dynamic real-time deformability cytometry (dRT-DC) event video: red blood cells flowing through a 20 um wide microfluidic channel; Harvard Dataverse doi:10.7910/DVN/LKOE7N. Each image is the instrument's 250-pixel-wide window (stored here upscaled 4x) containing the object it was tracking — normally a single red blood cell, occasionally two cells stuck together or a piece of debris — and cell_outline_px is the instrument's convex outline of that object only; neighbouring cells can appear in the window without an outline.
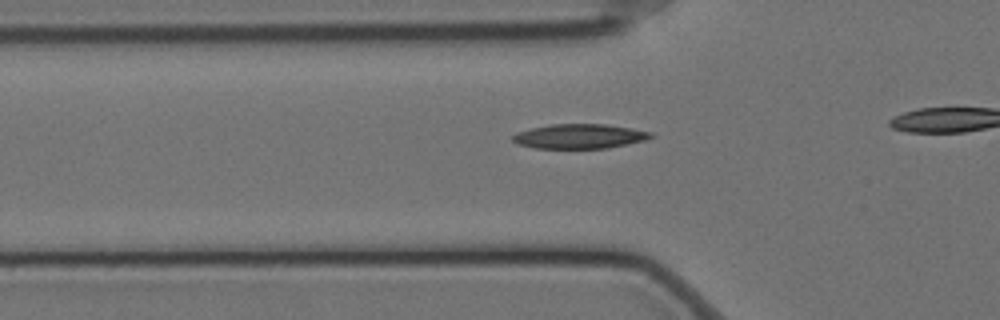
{"species": "Egyptian fruit bat (a non-hibernating species)", "species_latin": "Rousettus aegyptiacus", "temperature_condition": "cold", "stored_images_in_passage": 39, "camera_frame_rate_fps": 3000, "um_per_image_px": 0.085, "animal": {"sex": "female"}, "frame": {"image": 1, "passage_image": 12, "time_ms": 3.667, "image_size_px": [1000, 320], "cell_outline_px": [[656, 136], [644, 140], [608, 148], [532, 148], [516, 144], [512, 140], [512, 136], [516, 132], [532, 128], [552, 124], [604, 124], [632, 128], [652, 132]], "centroid_in_image_um": [49.24, 11.58], "position_along_channel_um": 76.6, "area_um2": 19.83}}
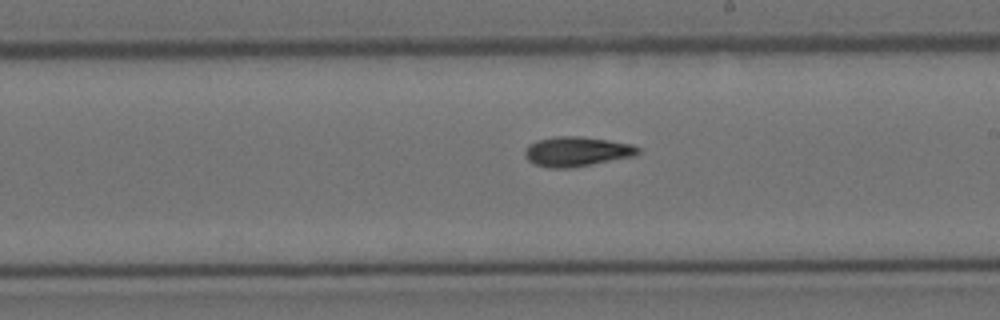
{"frame": {"image": 2, "passage_image": 26, "time_ms": 8.333, "image_size_px": [1000, 320], "cell_outline_px": [[640, 152], [636, 156], [572, 168], [548, 168], [536, 164], [528, 160], [524, 156], [524, 152], [528, 144], [536, 140], [556, 136], [580, 136], [608, 140], [632, 144], [640, 148]], "centroid_in_image_um": [49.03, 12.88], "position_along_channel_um": 240.0, "area_um2": 19.83}}
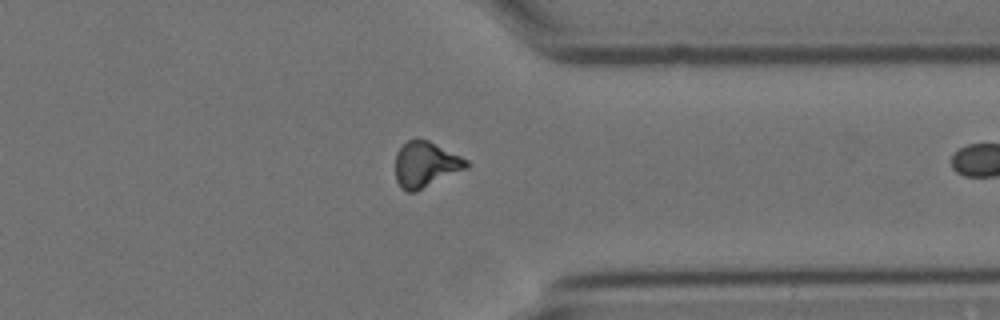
{"frame": {"image": 3, "passage_image": 38, "time_ms": 12.333, "image_size_px": [1000, 320], "cell_outline_px": [[472, 164], [468, 168], [416, 192], [408, 192], [400, 188], [396, 180], [396, 152], [408, 140], [416, 136], [428, 140], [468, 160]], "centroid_in_image_um": [36.18, 13.98], "position_along_channel_um": 375.2, "area_um2": 19.19}}